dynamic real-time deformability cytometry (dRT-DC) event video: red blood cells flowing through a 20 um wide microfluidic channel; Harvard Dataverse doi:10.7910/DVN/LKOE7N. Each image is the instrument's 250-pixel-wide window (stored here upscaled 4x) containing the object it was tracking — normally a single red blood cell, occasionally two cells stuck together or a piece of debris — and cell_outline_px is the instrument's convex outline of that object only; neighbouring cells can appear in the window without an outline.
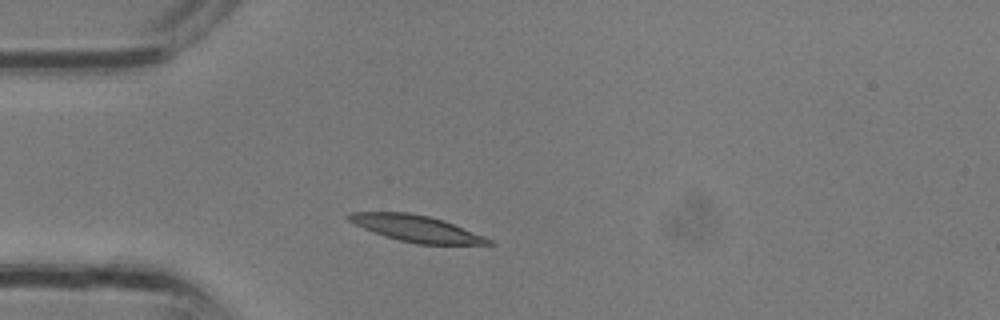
{"species": "common noctule bat (a hibernating species)", "species_latin": "Nyctalus noctula", "temperature_condition": "room temperature", "stored_images_in_passage": 1, "camera_frame_rate_fps": 3000, "um_per_image_px": 0.085, "animal": {"sex": "male", "body_mass_g": 13.3}, "frame": {"image": 1, "passage_image": 1, "time_ms": 0.0, "image_size_px": [1000, 320], "cell_outline_px": [[496, 244], [416, 244], [400, 240], [364, 228], [348, 220], [344, 216], [352, 212], [408, 212], [428, 216], [444, 220], [484, 236], [492, 240]], "centroid_in_image_um": [35.41, 19.41], "position_along_channel_um": 49.6, "area_um2": 21.15}}